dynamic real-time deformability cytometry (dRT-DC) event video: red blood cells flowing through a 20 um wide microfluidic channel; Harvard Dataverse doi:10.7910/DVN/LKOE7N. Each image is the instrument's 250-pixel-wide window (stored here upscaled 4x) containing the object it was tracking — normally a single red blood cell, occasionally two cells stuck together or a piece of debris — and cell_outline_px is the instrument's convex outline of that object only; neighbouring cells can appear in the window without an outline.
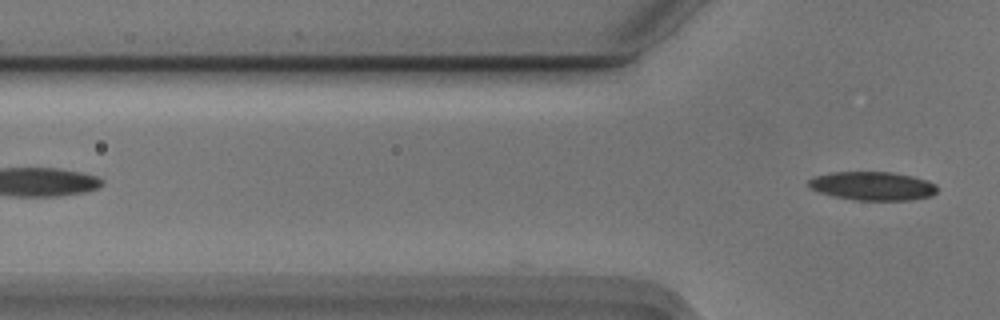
{"species": "Egyptian fruit bat (a non-hibernating species)", "species_latin": "Rousettus aegyptiacus", "temperature_condition": "cold", "stored_images_in_passage": 5, "camera_frame_rate_fps": 3000, "um_per_image_px": 0.085, "animal": {"sex": "male"}, "frame": {"image": 1, "passage_image": 5, "time_ms": 1.333, "image_size_px": [1000, 320], "cell_outline_px": [[936, 192], [932, 196], [908, 200], [856, 200], [832, 196], [808, 188], [808, 180], [816, 176], [832, 172], [892, 172], [912, 176], [928, 180], [936, 184]], "centroid_in_image_um": [74.17, 15.81], "position_along_channel_um": 51.6, "area_um2": 21.5}}